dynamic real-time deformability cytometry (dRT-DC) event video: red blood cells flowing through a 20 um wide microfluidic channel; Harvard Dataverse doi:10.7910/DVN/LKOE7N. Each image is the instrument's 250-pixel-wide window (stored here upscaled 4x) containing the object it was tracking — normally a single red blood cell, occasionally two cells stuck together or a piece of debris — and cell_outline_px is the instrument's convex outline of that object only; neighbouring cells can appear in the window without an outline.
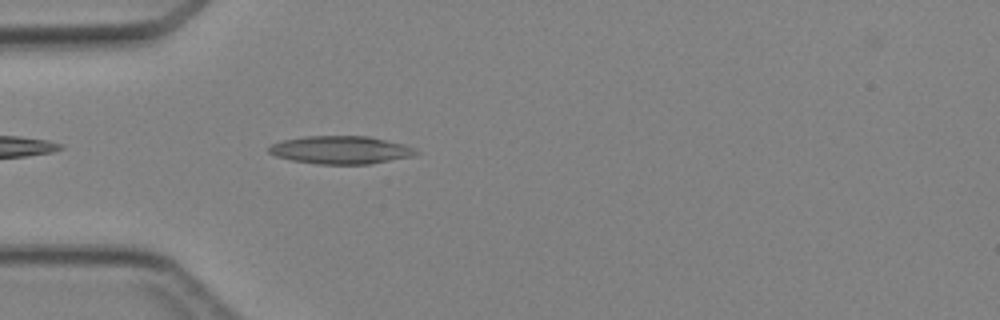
{"species": "Egyptian fruit bat (a non-hibernating species)", "species_latin": "Rousettus aegyptiacus", "temperature_condition": "cold", "stored_images_in_passage": 16, "camera_frame_rate_fps": 3000, "um_per_image_px": 0.085, "animal": {"sex": "female"}, "frame": {"image": 1, "passage_image": 4, "time_ms": 1.0, "image_size_px": [1000, 320], "cell_outline_px": [[420, 152], [412, 156], [368, 164], [316, 164], [292, 160], [276, 156], [268, 152], [268, 148], [272, 144], [284, 140], [304, 136], [368, 136], [404, 144], [416, 148]], "centroid_in_image_um": [28.97, 12.74], "position_along_channel_um": 56.0, "area_um2": 23.87}}
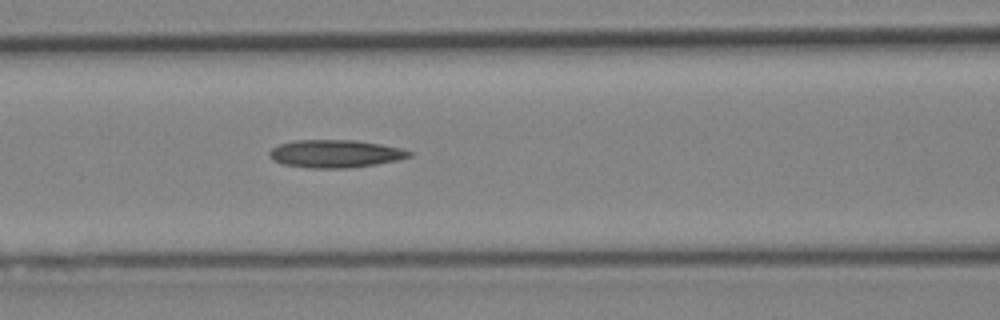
{"frame": {"image": 2, "passage_image": 10, "time_ms": 3.0, "image_size_px": [1000, 320], "cell_outline_px": [[412, 156], [396, 160], [348, 168], [308, 168], [284, 164], [272, 160], [268, 156], [268, 152], [272, 148], [280, 144], [292, 140], [356, 140], [380, 144], [400, 148], [412, 152]], "centroid_in_image_um": [28.44, 13.06], "position_along_channel_um": 138.2, "area_um2": 22.54}}
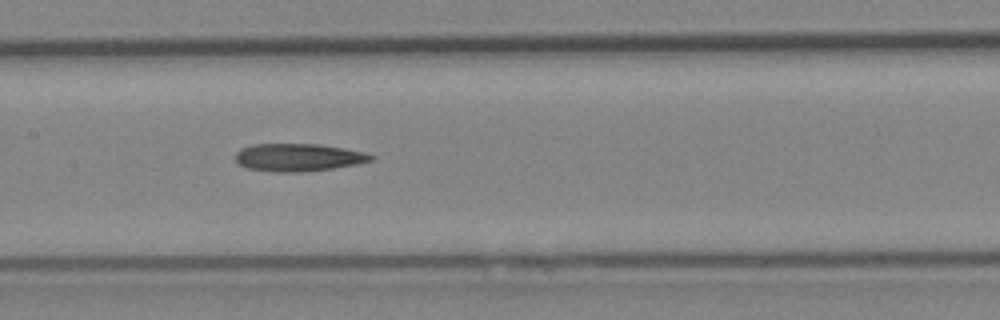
{"frame": {"image": 3, "passage_image": 13, "time_ms": 4.0, "image_size_px": [1000, 320], "cell_outline_px": [[372, 160], [356, 164], [332, 168], [296, 172], [272, 172], [248, 168], [240, 164], [236, 160], [236, 152], [240, 148], [252, 144], [320, 144], [344, 148], [364, 152], [372, 156]], "centroid_in_image_um": [25.31, 13.37], "position_along_channel_um": 182.1, "area_um2": 21.68}}